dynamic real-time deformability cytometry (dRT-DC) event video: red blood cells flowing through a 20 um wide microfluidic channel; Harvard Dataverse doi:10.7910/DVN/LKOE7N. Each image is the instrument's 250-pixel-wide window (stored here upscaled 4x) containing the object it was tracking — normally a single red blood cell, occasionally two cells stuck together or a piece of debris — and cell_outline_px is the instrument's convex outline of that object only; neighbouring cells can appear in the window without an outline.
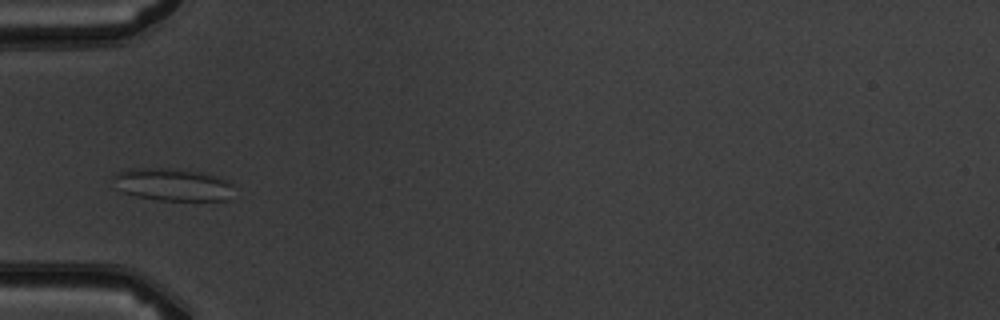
{"species": "common noctule bat (a hibernating species)", "species_latin": "Nyctalus noctula", "temperature_condition": "warm", "stored_images_in_passage": 6, "camera_frame_rate_fps": 3000, "um_per_image_px": 0.085, "animal": {"sex": "male", "body_mass_g": 19.5, "forearm_length_mm": 54.6}, "frame": {"image": 1, "passage_image": 4, "time_ms": 3.333, "image_size_px": [1000, 320], "cell_outline_px": [[232, 200], [160, 200], [136, 196], [124, 192], [116, 188], [108, 176], [116, 172], [128, 168], [176, 168], [200, 172], [228, 180], [232, 184]], "centroid_in_image_um": [14.6, 15.67], "position_along_channel_um": 70.4, "area_um2": 23.29}}
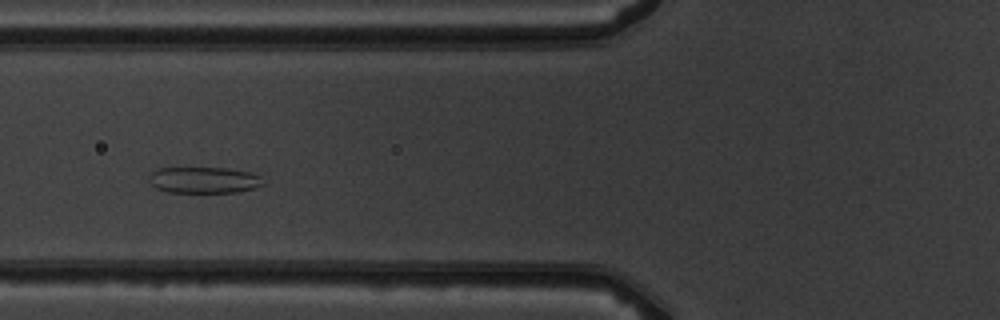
{"frame": {"image": 2, "passage_image": 5, "time_ms": 4.333, "image_size_px": [1000, 320], "cell_outline_px": [[264, 184], [252, 188], [236, 192], [168, 192], [156, 188], [148, 180], [148, 176], [156, 168], [224, 168], [252, 172], [260, 176]], "centroid_in_image_um": [17.3, 15.3], "position_along_channel_um": 108.5, "area_um2": 17.4}}